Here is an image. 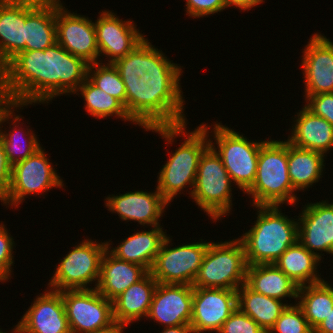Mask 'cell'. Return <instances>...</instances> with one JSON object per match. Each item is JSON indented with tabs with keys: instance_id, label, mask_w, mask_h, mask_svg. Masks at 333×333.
I'll return each mask as SVG.
<instances>
[{
	"instance_id": "46",
	"label": "cell",
	"mask_w": 333,
	"mask_h": 333,
	"mask_svg": "<svg viewBox=\"0 0 333 333\" xmlns=\"http://www.w3.org/2000/svg\"><path fill=\"white\" fill-rule=\"evenodd\" d=\"M160 333H195L190 324L164 328Z\"/></svg>"
},
{
	"instance_id": "40",
	"label": "cell",
	"mask_w": 333,
	"mask_h": 333,
	"mask_svg": "<svg viewBox=\"0 0 333 333\" xmlns=\"http://www.w3.org/2000/svg\"><path fill=\"white\" fill-rule=\"evenodd\" d=\"M304 106L333 125V92L320 93L314 96H304Z\"/></svg>"
},
{
	"instance_id": "9",
	"label": "cell",
	"mask_w": 333,
	"mask_h": 333,
	"mask_svg": "<svg viewBox=\"0 0 333 333\" xmlns=\"http://www.w3.org/2000/svg\"><path fill=\"white\" fill-rule=\"evenodd\" d=\"M106 249L105 241L99 243L96 240L84 239L60 260L47 288L55 291L96 288ZM92 282H95V287H89Z\"/></svg>"
},
{
	"instance_id": "8",
	"label": "cell",
	"mask_w": 333,
	"mask_h": 333,
	"mask_svg": "<svg viewBox=\"0 0 333 333\" xmlns=\"http://www.w3.org/2000/svg\"><path fill=\"white\" fill-rule=\"evenodd\" d=\"M232 183L221 157L209 146L200 157L191 199L217 222L232 212Z\"/></svg>"
},
{
	"instance_id": "23",
	"label": "cell",
	"mask_w": 333,
	"mask_h": 333,
	"mask_svg": "<svg viewBox=\"0 0 333 333\" xmlns=\"http://www.w3.org/2000/svg\"><path fill=\"white\" fill-rule=\"evenodd\" d=\"M22 107L23 105L8 103L0 112V140L3 145L7 161L11 166L25 160L29 156H32L42 147L39 143V138H37V135L30 128H28V126L25 127L27 128V131L25 128H22V124H20V122L23 118L14 112V109H23ZM5 122L9 123L10 127L8 128H10V130H6L7 128H5V126V130L2 129V124ZM10 124L13 126L11 127ZM21 138L24 140H21Z\"/></svg>"
},
{
	"instance_id": "38",
	"label": "cell",
	"mask_w": 333,
	"mask_h": 333,
	"mask_svg": "<svg viewBox=\"0 0 333 333\" xmlns=\"http://www.w3.org/2000/svg\"><path fill=\"white\" fill-rule=\"evenodd\" d=\"M5 228V224L0 222V282H7L11 279L12 275V266L14 265V251L13 248L15 241L13 236Z\"/></svg>"
},
{
	"instance_id": "21",
	"label": "cell",
	"mask_w": 333,
	"mask_h": 333,
	"mask_svg": "<svg viewBox=\"0 0 333 333\" xmlns=\"http://www.w3.org/2000/svg\"><path fill=\"white\" fill-rule=\"evenodd\" d=\"M26 50H45L57 42L56 0H25Z\"/></svg>"
},
{
	"instance_id": "39",
	"label": "cell",
	"mask_w": 333,
	"mask_h": 333,
	"mask_svg": "<svg viewBox=\"0 0 333 333\" xmlns=\"http://www.w3.org/2000/svg\"><path fill=\"white\" fill-rule=\"evenodd\" d=\"M217 333H266L254 319L238 308L228 317Z\"/></svg>"
},
{
	"instance_id": "36",
	"label": "cell",
	"mask_w": 333,
	"mask_h": 333,
	"mask_svg": "<svg viewBox=\"0 0 333 333\" xmlns=\"http://www.w3.org/2000/svg\"><path fill=\"white\" fill-rule=\"evenodd\" d=\"M114 66L122 80H133L143 77L150 69V42L145 38L125 57L117 59Z\"/></svg>"
},
{
	"instance_id": "47",
	"label": "cell",
	"mask_w": 333,
	"mask_h": 333,
	"mask_svg": "<svg viewBox=\"0 0 333 333\" xmlns=\"http://www.w3.org/2000/svg\"><path fill=\"white\" fill-rule=\"evenodd\" d=\"M9 103L8 98L5 92L2 90L1 82H0V112L5 108V106Z\"/></svg>"
},
{
	"instance_id": "45",
	"label": "cell",
	"mask_w": 333,
	"mask_h": 333,
	"mask_svg": "<svg viewBox=\"0 0 333 333\" xmlns=\"http://www.w3.org/2000/svg\"><path fill=\"white\" fill-rule=\"evenodd\" d=\"M127 326L114 321L111 325L88 333H123Z\"/></svg>"
},
{
	"instance_id": "19",
	"label": "cell",
	"mask_w": 333,
	"mask_h": 333,
	"mask_svg": "<svg viewBox=\"0 0 333 333\" xmlns=\"http://www.w3.org/2000/svg\"><path fill=\"white\" fill-rule=\"evenodd\" d=\"M107 210L118 214L123 221L138 222L140 226H162L163 217L169 203L162 197L157 188L155 191H130L125 194L108 195L105 198Z\"/></svg>"
},
{
	"instance_id": "25",
	"label": "cell",
	"mask_w": 333,
	"mask_h": 333,
	"mask_svg": "<svg viewBox=\"0 0 333 333\" xmlns=\"http://www.w3.org/2000/svg\"><path fill=\"white\" fill-rule=\"evenodd\" d=\"M162 226H153L148 231H139L125 237L117 247L106 241L107 250L117 259L143 266L148 272L167 237Z\"/></svg>"
},
{
	"instance_id": "12",
	"label": "cell",
	"mask_w": 333,
	"mask_h": 333,
	"mask_svg": "<svg viewBox=\"0 0 333 333\" xmlns=\"http://www.w3.org/2000/svg\"><path fill=\"white\" fill-rule=\"evenodd\" d=\"M60 292L71 333L92 332L114 322L113 301L96 288Z\"/></svg>"
},
{
	"instance_id": "44",
	"label": "cell",
	"mask_w": 333,
	"mask_h": 333,
	"mask_svg": "<svg viewBox=\"0 0 333 333\" xmlns=\"http://www.w3.org/2000/svg\"><path fill=\"white\" fill-rule=\"evenodd\" d=\"M313 333H333V309L327 317L313 330Z\"/></svg>"
},
{
	"instance_id": "42",
	"label": "cell",
	"mask_w": 333,
	"mask_h": 333,
	"mask_svg": "<svg viewBox=\"0 0 333 333\" xmlns=\"http://www.w3.org/2000/svg\"><path fill=\"white\" fill-rule=\"evenodd\" d=\"M11 169L4 152L3 145L0 140V201L3 202L6 199L7 192L11 182Z\"/></svg>"
},
{
	"instance_id": "1",
	"label": "cell",
	"mask_w": 333,
	"mask_h": 333,
	"mask_svg": "<svg viewBox=\"0 0 333 333\" xmlns=\"http://www.w3.org/2000/svg\"><path fill=\"white\" fill-rule=\"evenodd\" d=\"M88 66L56 42L45 50L18 53L0 70V82L9 103L48 104L57 96L75 93L87 79Z\"/></svg>"
},
{
	"instance_id": "22",
	"label": "cell",
	"mask_w": 333,
	"mask_h": 333,
	"mask_svg": "<svg viewBox=\"0 0 333 333\" xmlns=\"http://www.w3.org/2000/svg\"><path fill=\"white\" fill-rule=\"evenodd\" d=\"M291 136L287 141L295 147L316 151L324 155L333 150V125L313 114L305 106L293 118Z\"/></svg>"
},
{
	"instance_id": "30",
	"label": "cell",
	"mask_w": 333,
	"mask_h": 333,
	"mask_svg": "<svg viewBox=\"0 0 333 333\" xmlns=\"http://www.w3.org/2000/svg\"><path fill=\"white\" fill-rule=\"evenodd\" d=\"M321 260L308 251L299 241L290 246L276 261L275 265L298 287L319 283L324 279L319 275Z\"/></svg>"
},
{
	"instance_id": "7",
	"label": "cell",
	"mask_w": 333,
	"mask_h": 333,
	"mask_svg": "<svg viewBox=\"0 0 333 333\" xmlns=\"http://www.w3.org/2000/svg\"><path fill=\"white\" fill-rule=\"evenodd\" d=\"M245 248L239 237L210 242L193 287L237 290L246 282Z\"/></svg>"
},
{
	"instance_id": "3",
	"label": "cell",
	"mask_w": 333,
	"mask_h": 333,
	"mask_svg": "<svg viewBox=\"0 0 333 333\" xmlns=\"http://www.w3.org/2000/svg\"><path fill=\"white\" fill-rule=\"evenodd\" d=\"M253 207L257 208V220L250 230L239 236L245 248L247 264H274L298 241V219H290L281 213V206Z\"/></svg>"
},
{
	"instance_id": "34",
	"label": "cell",
	"mask_w": 333,
	"mask_h": 333,
	"mask_svg": "<svg viewBox=\"0 0 333 333\" xmlns=\"http://www.w3.org/2000/svg\"><path fill=\"white\" fill-rule=\"evenodd\" d=\"M183 69L179 64L173 63L150 43V69L143 76L146 85L153 89H182L180 77Z\"/></svg>"
},
{
	"instance_id": "16",
	"label": "cell",
	"mask_w": 333,
	"mask_h": 333,
	"mask_svg": "<svg viewBox=\"0 0 333 333\" xmlns=\"http://www.w3.org/2000/svg\"><path fill=\"white\" fill-rule=\"evenodd\" d=\"M302 53L304 96L333 92V41L314 33Z\"/></svg>"
},
{
	"instance_id": "31",
	"label": "cell",
	"mask_w": 333,
	"mask_h": 333,
	"mask_svg": "<svg viewBox=\"0 0 333 333\" xmlns=\"http://www.w3.org/2000/svg\"><path fill=\"white\" fill-rule=\"evenodd\" d=\"M287 305L279 299L259 294L242 284L237 289V308L268 333Z\"/></svg>"
},
{
	"instance_id": "48",
	"label": "cell",
	"mask_w": 333,
	"mask_h": 333,
	"mask_svg": "<svg viewBox=\"0 0 333 333\" xmlns=\"http://www.w3.org/2000/svg\"><path fill=\"white\" fill-rule=\"evenodd\" d=\"M0 333H7V331H6V332H4L3 330H1V329H0Z\"/></svg>"
},
{
	"instance_id": "33",
	"label": "cell",
	"mask_w": 333,
	"mask_h": 333,
	"mask_svg": "<svg viewBox=\"0 0 333 333\" xmlns=\"http://www.w3.org/2000/svg\"><path fill=\"white\" fill-rule=\"evenodd\" d=\"M80 92V93H79ZM76 95H81L84 102L85 112L95 118L106 119L109 116H116L124 121H129L137 125L128 115L124 105L116 98L107 94L88 78L75 91Z\"/></svg>"
},
{
	"instance_id": "14",
	"label": "cell",
	"mask_w": 333,
	"mask_h": 333,
	"mask_svg": "<svg viewBox=\"0 0 333 333\" xmlns=\"http://www.w3.org/2000/svg\"><path fill=\"white\" fill-rule=\"evenodd\" d=\"M99 14L94 26L99 57H107L106 63H114L125 57L146 38L133 20L120 19L114 12L107 10Z\"/></svg>"
},
{
	"instance_id": "29",
	"label": "cell",
	"mask_w": 333,
	"mask_h": 333,
	"mask_svg": "<svg viewBox=\"0 0 333 333\" xmlns=\"http://www.w3.org/2000/svg\"><path fill=\"white\" fill-rule=\"evenodd\" d=\"M324 154L295 147L288 142V174L296 192L312 188L323 177Z\"/></svg>"
},
{
	"instance_id": "24",
	"label": "cell",
	"mask_w": 333,
	"mask_h": 333,
	"mask_svg": "<svg viewBox=\"0 0 333 333\" xmlns=\"http://www.w3.org/2000/svg\"><path fill=\"white\" fill-rule=\"evenodd\" d=\"M26 51L25 0H0V70Z\"/></svg>"
},
{
	"instance_id": "13",
	"label": "cell",
	"mask_w": 333,
	"mask_h": 333,
	"mask_svg": "<svg viewBox=\"0 0 333 333\" xmlns=\"http://www.w3.org/2000/svg\"><path fill=\"white\" fill-rule=\"evenodd\" d=\"M57 42L69 53L87 63H102L96 38L94 22L87 16L72 13L56 0Z\"/></svg>"
},
{
	"instance_id": "10",
	"label": "cell",
	"mask_w": 333,
	"mask_h": 333,
	"mask_svg": "<svg viewBox=\"0 0 333 333\" xmlns=\"http://www.w3.org/2000/svg\"><path fill=\"white\" fill-rule=\"evenodd\" d=\"M54 167L42 147L32 156L14 164L10 187L1 205L19 208L28 195H44L52 188H63L64 181Z\"/></svg>"
},
{
	"instance_id": "6",
	"label": "cell",
	"mask_w": 333,
	"mask_h": 333,
	"mask_svg": "<svg viewBox=\"0 0 333 333\" xmlns=\"http://www.w3.org/2000/svg\"><path fill=\"white\" fill-rule=\"evenodd\" d=\"M217 122H214L213 129L212 125L210 127L206 123L201 125L207 130L209 137L213 136L214 143L213 139L209 138L210 146L221 157L232 182L245 194L255 181L259 151L266 140L251 141L226 124ZM210 133L212 135H209Z\"/></svg>"
},
{
	"instance_id": "17",
	"label": "cell",
	"mask_w": 333,
	"mask_h": 333,
	"mask_svg": "<svg viewBox=\"0 0 333 333\" xmlns=\"http://www.w3.org/2000/svg\"><path fill=\"white\" fill-rule=\"evenodd\" d=\"M12 333H71L62 294L50 288L35 297Z\"/></svg>"
},
{
	"instance_id": "27",
	"label": "cell",
	"mask_w": 333,
	"mask_h": 333,
	"mask_svg": "<svg viewBox=\"0 0 333 333\" xmlns=\"http://www.w3.org/2000/svg\"><path fill=\"white\" fill-rule=\"evenodd\" d=\"M147 273L143 266L117 259L106 249L101 260L100 278L96 289L108 300L113 301Z\"/></svg>"
},
{
	"instance_id": "28",
	"label": "cell",
	"mask_w": 333,
	"mask_h": 333,
	"mask_svg": "<svg viewBox=\"0 0 333 333\" xmlns=\"http://www.w3.org/2000/svg\"><path fill=\"white\" fill-rule=\"evenodd\" d=\"M245 284L254 292L279 299L294 298L299 287L275 264L248 265Z\"/></svg>"
},
{
	"instance_id": "2",
	"label": "cell",
	"mask_w": 333,
	"mask_h": 333,
	"mask_svg": "<svg viewBox=\"0 0 333 333\" xmlns=\"http://www.w3.org/2000/svg\"><path fill=\"white\" fill-rule=\"evenodd\" d=\"M187 124L176 126H158L146 129L160 134L167 144H173L174 139L180 136L184 142L173 152L168 161L162 165L158 172L157 186L162 197L170 203L176 196L181 195L189 187V196L192 195L199 160L203 152L210 146L207 130L200 124L193 131H187ZM181 134V135H180Z\"/></svg>"
},
{
	"instance_id": "18",
	"label": "cell",
	"mask_w": 333,
	"mask_h": 333,
	"mask_svg": "<svg viewBox=\"0 0 333 333\" xmlns=\"http://www.w3.org/2000/svg\"><path fill=\"white\" fill-rule=\"evenodd\" d=\"M303 206L299 213L300 217L297 216L298 241L320 260L324 258L321 255L322 252L332 256L333 202L329 203L326 199Z\"/></svg>"
},
{
	"instance_id": "32",
	"label": "cell",
	"mask_w": 333,
	"mask_h": 333,
	"mask_svg": "<svg viewBox=\"0 0 333 333\" xmlns=\"http://www.w3.org/2000/svg\"><path fill=\"white\" fill-rule=\"evenodd\" d=\"M328 281L300 286L298 305L309 326L314 330L333 309V284Z\"/></svg>"
},
{
	"instance_id": "35",
	"label": "cell",
	"mask_w": 333,
	"mask_h": 333,
	"mask_svg": "<svg viewBox=\"0 0 333 333\" xmlns=\"http://www.w3.org/2000/svg\"><path fill=\"white\" fill-rule=\"evenodd\" d=\"M92 63L87 78L98 88L118 99L126 109V89L118 69L113 63Z\"/></svg>"
},
{
	"instance_id": "11",
	"label": "cell",
	"mask_w": 333,
	"mask_h": 333,
	"mask_svg": "<svg viewBox=\"0 0 333 333\" xmlns=\"http://www.w3.org/2000/svg\"><path fill=\"white\" fill-rule=\"evenodd\" d=\"M172 240L167 235L149 272L158 283L193 285L210 242L200 239L172 248Z\"/></svg>"
},
{
	"instance_id": "41",
	"label": "cell",
	"mask_w": 333,
	"mask_h": 333,
	"mask_svg": "<svg viewBox=\"0 0 333 333\" xmlns=\"http://www.w3.org/2000/svg\"><path fill=\"white\" fill-rule=\"evenodd\" d=\"M186 15L191 18H203L225 10V0H186Z\"/></svg>"
},
{
	"instance_id": "5",
	"label": "cell",
	"mask_w": 333,
	"mask_h": 333,
	"mask_svg": "<svg viewBox=\"0 0 333 333\" xmlns=\"http://www.w3.org/2000/svg\"><path fill=\"white\" fill-rule=\"evenodd\" d=\"M288 141L266 140L260 148L253 185L245 192L251 206L296 205L297 193L288 174Z\"/></svg>"
},
{
	"instance_id": "4",
	"label": "cell",
	"mask_w": 333,
	"mask_h": 333,
	"mask_svg": "<svg viewBox=\"0 0 333 333\" xmlns=\"http://www.w3.org/2000/svg\"><path fill=\"white\" fill-rule=\"evenodd\" d=\"M126 89V112L141 128L187 123L182 89H153L144 78L122 80Z\"/></svg>"
},
{
	"instance_id": "43",
	"label": "cell",
	"mask_w": 333,
	"mask_h": 333,
	"mask_svg": "<svg viewBox=\"0 0 333 333\" xmlns=\"http://www.w3.org/2000/svg\"><path fill=\"white\" fill-rule=\"evenodd\" d=\"M264 2V0H225L227 8L234 6V8L236 7L240 9V12L249 11L251 8H254Z\"/></svg>"
},
{
	"instance_id": "20",
	"label": "cell",
	"mask_w": 333,
	"mask_h": 333,
	"mask_svg": "<svg viewBox=\"0 0 333 333\" xmlns=\"http://www.w3.org/2000/svg\"><path fill=\"white\" fill-rule=\"evenodd\" d=\"M192 301V285L158 283L147 318L164 328L190 324Z\"/></svg>"
},
{
	"instance_id": "15",
	"label": "cell",
	"mask_w": 333,
	"mask_h": 333,
	"mask_svg": "<svg viewBox=\"0 0 333 333\" xmlns=\"http://www.w3.org/2000/svg\"><path fill=\"white\" fill-rule=\"evenodd\" d=\"M236 308L237 290L193 287L190 325L195 333H217Z\"/></svg>"
},
{
	"instance_id": "26",
	"label": "cell",
	"mask_w": 333,
	"mask_h": 333,
	"mask_svg": "<svg viewBox=\"0 0 333 333\" xmlns=\"http://www.w3.org/2000/svg\"><path fill=\"white\" fill-rule=\"evenodd\" d=\"M158 282L148 272L113 300L114 321L130 326L148 316L154 290Z\"/></svg>"
},
{
	"instance_id": "37",
	"label": "cell",
	"mask_w": 333,
	"mask_h": 333,
	"mask_svg": "<svg viewBox=\"0 0 333 333\" xmlns=\"http://www.w3.org/2000/svg\"><path fill=\"white\" fill-rule=\"evenodd\" d=\"M287 305L268 333H313L300 306Z\"/></svg>"
}]
</instances>
